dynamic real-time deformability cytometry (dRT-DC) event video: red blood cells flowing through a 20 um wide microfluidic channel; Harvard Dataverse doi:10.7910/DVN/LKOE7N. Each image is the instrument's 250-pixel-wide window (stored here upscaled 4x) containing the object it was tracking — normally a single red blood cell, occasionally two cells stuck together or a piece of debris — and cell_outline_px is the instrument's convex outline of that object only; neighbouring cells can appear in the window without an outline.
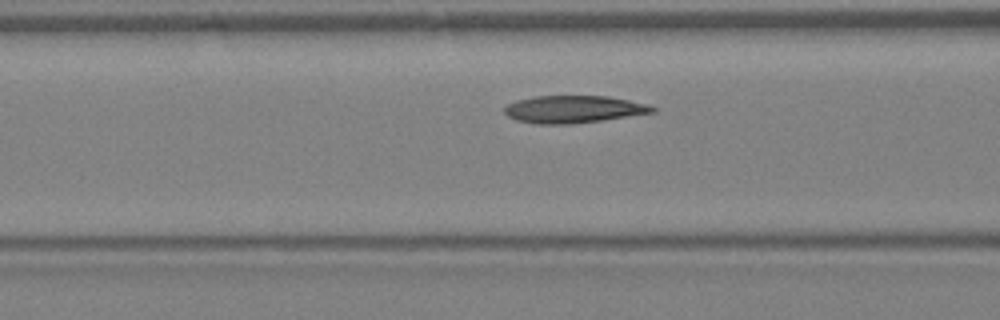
{"species": "Egyptian fruit bat (a non-hibernating species)", "species_latin": "Rousettus aegyptiacus", "temperature_condition": "warm", "stored_images_in_passage": 6, "camera_frame_rate_fps": 3000, "um_per_image_px": 0.085, "animal": {"sex": "female"}, "frame": {"image": 1, "passage_image": 4, "time_ms": 1.0, "image_size_px": [1000, 320], "cell_outline_px": [[656, 112], [600, 120], [568, 124], [536, 124], [516, 120], [508, 116], [504, 112], [504, 108], [508, 104], [516, 100], [536, 96], [608, 96], [648, 104], [656, 108]], "centroid_in_image_um": [48.73, 9.28], "position_along_channel_um": 117.9, "area_um2": 23.47}}